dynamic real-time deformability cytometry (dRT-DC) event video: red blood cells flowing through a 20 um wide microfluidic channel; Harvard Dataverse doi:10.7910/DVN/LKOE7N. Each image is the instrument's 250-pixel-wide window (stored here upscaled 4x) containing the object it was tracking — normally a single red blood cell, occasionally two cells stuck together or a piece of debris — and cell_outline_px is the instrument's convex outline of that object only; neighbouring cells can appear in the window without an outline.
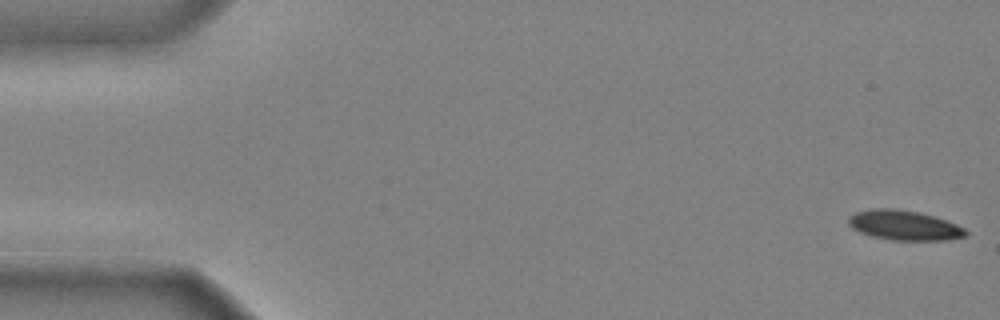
{"species": "common noctule bat (a hibernating species)", "species_latin": "Nyctalus noctula", "temperature_condition": "cold", "stored_images_in_passage": 48, "camera_frame_rate_fps": 3000, "um_per_image_px": 0.085, "animal": {"sex": "male", "body_mass_g": 20.4}, "frame": {"image": 1, "passage_image": 1, "time_ms": 0.0, "image_size_px": [1000, 320], "cell_outline_px": [[968, 232], [964, 236], [948, 240], [892, 240], [872, 236], [860, 232], [852, 228], [848, 224], [848, 216], [856, 212], [872, 208], [892, 208], [920, 212], [956, 224], [964, 228]], "centroid_in_image_um": [76.82, 19.14], "position_along_channel_um": 8.2, "area_um2": 20.29}}
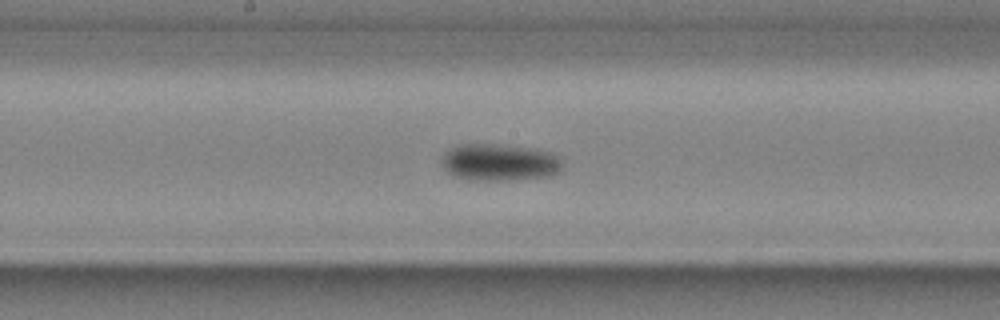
{"frame": {"image": 2, "passage_image": 26, "time_ms": 8.333, "image_size_px": [1000, 320], "cell_outline_px": [[560, 172], [552, 176], [508, 180], [468, 180], [456, 176], [448, 172], [444, 168], [444, 152], [448, 148], [456, 144], [492, 144], [536, 148], [548, 152], [556, 156], [560, 160]], "centroid_in_image_um": [42.44, 13.79], "position_along_channel_um": 205.8, "area_um2": 25.95}}
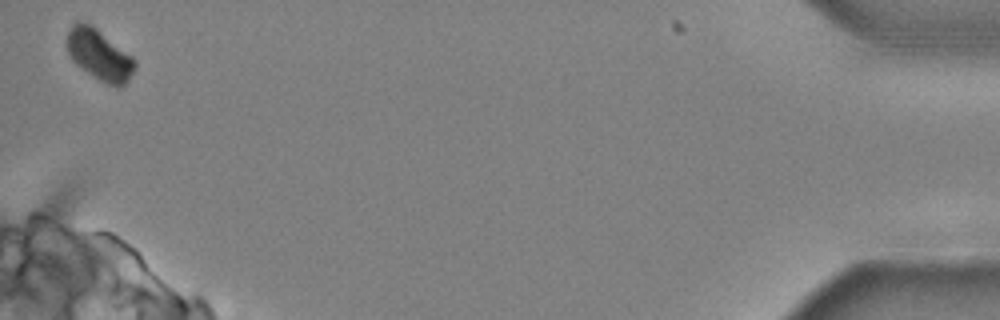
{"frame": {"image": 3, "passage_image": 48, "time_ms": 15.667, "image_size_px": [1000, 320], "cell_outline_px": [[136, 68], [128, 80], [120, 88], [116, 88], [104, 84], [92, 76], [76, 64], [72, 60], [68, 52], [68, 32], [72, 24], [80, 20], [84, 20], [96, 28], [132, 56], [136, 60]], "centroid_in_image_um": [8.46, 4.68], "position_along_channel_um": 426.7, "area_um2": 20.23}, "authors_computed_cell_mechanics": {"area_um2": 22.7154, "velocity_mm_per_s": 3.9464, "shape_relaxation_time_tau1_ms": 3.1736, "shape_relaxation_time_tau2_ms": null, "deformation_change_tau1": 0.1282, "deformation_change_tau2": null}}